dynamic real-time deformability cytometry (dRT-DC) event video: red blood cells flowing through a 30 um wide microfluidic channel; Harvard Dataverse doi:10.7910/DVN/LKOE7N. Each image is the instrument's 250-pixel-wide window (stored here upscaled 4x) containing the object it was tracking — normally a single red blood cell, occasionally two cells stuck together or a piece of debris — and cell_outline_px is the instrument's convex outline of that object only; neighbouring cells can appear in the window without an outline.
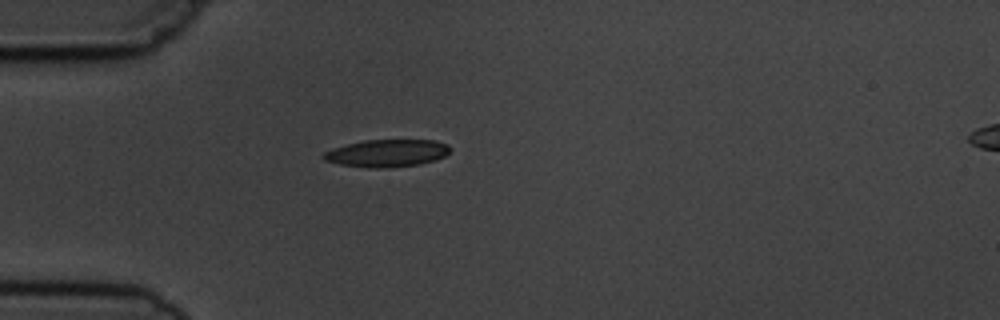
{"species": "common noctule bat (a hibernating species)", "species_latin": "Nyctalus noctula", "temperature_condition": "cold", "stored_images_in_passage": 1, "camera_frame_rate_fps": 3000, "um_per_image_px": 0.085, "animal": {"sex": "male", "body_mass_g": 19.5, "forearm_length_mm": 54.6}, "frame": {"image": 1, "passage_image": 1, "time_ms": 0.0, "image_size_px": [1000, 320], "cell_outline_px": [[452, 148], [444, 156], [436, 160], [420, 164], [388, 168], [372, 168], [340, 164], [324, 160], [320, 156], [324, 152], [332, 148], [364, 140], [436, 140], [448, 144]], "centroid_in_image_um": [32.9, 13.02], "position_along_channel_um": 52.1, "area_um2": 20.35}}